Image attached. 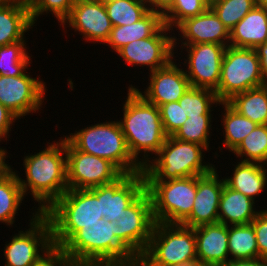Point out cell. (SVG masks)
Returning <instances> with one entry per match:
<instances>
[{"mask_svg":"<svg viewBox=\"0 0 267 266\" xmlns=\"http://www.w3.org/2000/svg\"><path fill=\"white\" fill-rule=\"evenodd\" d=\"M55 142L24 157L25 180L17 174L24 196L30 193L39 202V213H45L68 190L66 138Z\"/></svg>","mask_w":267,"mask_h":266,"instance_id":"obj_1","label":"cell"},{"mask_svg":"<svg viewBox=\"0 0 267 266\" xmlns=\"http://www.w3.org/2000/svg\"><path fill=\"white\" fill-rule=\"evenodd\" d=\"M127 92L123 119L119 123L132 157L145 167L150 161V152L156 155L167 135L163 130L159 107L148 102L132 85ZM140 153L144 157L139 159Z\"/></svg>","mask_w":267,"mask_h":266,"instance_id":"obj_2","label":"cell"},{"mask_svg":"<svg viewBox=\"0 0 267 266\" xmlns=\"http://www.w3.org/2000/svg\"><path fill=\"white\" fill-rule=\"evenodd\" d=\"M53 246L62 248L84 225L103 218L100 201L89 189H68L45 213Z\"/></svg>","mask_w":267,"mask_h":266,"instance_id":"obj_3","label":"cell"},{"mask_svg":"<svg viewBox=\"0 0 267 266\" xmlns=\"http://www.w3.org/2000/svg\"><path fill=\"white\" fill-rule=\"evenodd\" d=\"M65 138L79 151L113 163L123 174H137L143 167L132 157L119 121L89 125Z\"/></svg>","mask_w":267,"mask_h":266,"instance_id":"obj_4","label":"cell"},{"mask_svg":"<svg viewBox=\"0 0 267 266\" xmlns=\"http://www.w3.org/2000/svg\"><path fill=\"white\" fill-rule=\"evenodd\" d=\"M208 149L188 141L167 136L163 146L150 160L143 172L146 181H167L182 177L201 176L211 172L215 166L204 163V151Z\"/></svg>","mask_w":267,"mask_h":266,"instance_id":"obj_5","label":"cell"},{"mask_svg":"<svg viewBox=\"0 0 267 266\" xmlns=\"http://www.w3.org/2000/svg\"><path fill=\"white\" fill-rule=\"evenodd\" d=\"M140 259L147 266L197 265L194 228L155 222L149 244Z\"/></svg>","mask_w":267,"mask_h":266,"instance_id":"obj_6","label":"cell"},{"mask_svg":"<svg viewBox=\"0 0 267 266\" xmlns=\"http://www.w3.org/2000/svg\"><path fill=\"white\" fill-rule=\"evenodd\" d=\"M116 222L101 218L84 225L62 249L74 264L90 261H121L135 257L118 239Z\"/></svg>","mask_w":267,"mask_h":266,"instance_id":"obj_7","label":"cell"},{"mask_svg":"<svg viewBox=\"0 0 267 266\" xmlns=\"http://www.w3.org/2000/svg\"><path fill=\"white\" fill-rule=\"evenodd\" d=\"M267 84L262 75L260 59L254 48L227 46L223 55L220 82L215 91L220 102L249 89Z\"/></svg>","mask_w":267,"mask_h":266,"instance_id":"obj_8","label":"cell"},{"mask_svg":"<svg viewBox=\"0 0 267 266\" xmlns=\"http://www.w3.org/2000/svg\"><path fill=\"white\" fill-rule=\"evenodd\" d=\"M155 222L181 224L191 213L196 196V176L167 181H146Z\"/></svg>","mask_w":267,"mask_h":266,"instance_id":"obj_9","label":"cell"},{"mask_svg":"<svg viewBox=\"0 0 267 266\" xmlns=\"http://www.w3.org/2000/svg\"><path fill=\"white\" fill-rule=\"evenodd\" d=\"M32 215L30 228L18 231L5 245L4 266H32L53 247L50 220L38 211Z\"/></svg>","mask_w":267,"mask_h":266,"instance_id":"obj_10","label":"cell"},{"mask_svg":"<svg viewBox=\"0 0 267 266\" xmlns=\"http://www.w3.org/2000/svg\"><path fill=\"white\" fill-rule=\"evenodd\" d=\"M115 222L117 239L140 258L149 244L155 224L149 192L145 190Z\"/></svg>","mask_w":267,"mask_h":266,"instance_id":"obj_11","label":"cell"},{"mask_svg":"<svg viewBox=\"0 0 267 266\" xmlns=\"http://www.w3.org/2000/svg\"><path fill=\"white\" fill-rule=\"evenodd\" d=\"M68 189H90L110 184L123 173L110 161L77 150L66 139Z\"/></svg>","mask_w":267,"mask_h":266,"instance_id":"obj_12","label":"cell"},{"mask_svg":"<svg viewBox=\"0 0 267 266\" xmlns=\"http://www.w3.org/2000/svg\"><path fill=\"white\" fill-rule=\"evenodd\" d=\"M170 30L164 24L151 37L130 42L120 48L117 54L126 64L134 67L148 66L150 72L163 68L174 59L176 41H181V37L179 40L176 36L170 35Z\"/></svg>","mask_w":267,"mask_h":266,"instance_id":"obj_13","label":"cell"},{"mask_svg":"<svg viewBox=\"0 0 267 266\" xmlns=\"http://www.w3.org/2000/svg\"><path fill=\"white\" fill-rule=\"evenodd\" d=\"M45 91V82L29 74L24 73L15 77L0 76V103L18 120L41 109Z\"/></svg>","mask_w":267,"mask_h":266,"instance_id":"obj_14","label":"cell"},{"mask_svg":"<svg viewBox=\"0 0 267 266\" xmlns=\"http://www.w3.org/2000/svg\"><path fill=\"white\" fill-rule=\"evenodd\" d=\"M227 46L214 43L186 45L188 70L185 69L191 87L218 89L223 55Z\"/></svg>","mask_w":267,"mask_h":266,"instance_id":"obj_15","label":"cell"},{"mask_svg":"<svg viewBox=\"0 0 267 266\" xmlns=\"http://www.w3.org/2000/svg\"><path fill=\"white\" fill-rule=\"evenodd\" d=\"M100 201L101 213L107 221L115 222L145 190L144 172L123 174L116 181L89 189Z\"/></svg>","mask_w":267,"mask_h":266,"instance_id":"obj_16","label":"cell"},{"mask_svg":"<svg viewBox=\"0 0 267 266\" xmlns=\"http://www.w3.org/2000/svg\"><path fill=\"white\" fill-rule=\"evenodd\" d=\"M69 24L75 32L81 33L87 42L105 44L113 28L103 1H75L70 15L62 22Z\"/></svg>","mask_w":267,"mask_h":266,"instance_id":"obj_17","label":"cell"},{"mask_svg":"<svg viewBox=\"0 0 267 266\" xmlns=\"http://www.w3.org/2000/svg\"><path fill=\"white\" fill-rule=\"evenodd\" d=\"M225 182L219 180L214 168L211 172L196 176V196L190 215L181 223L196 228L202 225L218 223L220 196Z\"/></svg>","mask_w":267,"mask_h":266,"instance_id":"obj_18","label":"cell"},{"mask_svg":"<svg viewBox=\"0 0 267 266\" xmlns=\"http://www.w3.org/2000/svg\"><path fill=\"white\" fill-rule=\"evenodd\" d=\"M149 74L150 79L148 81L150 83H148L144 92L139 91L135 86L133 87L148 102L157 107L178 101L191 87L185 70L180 69L173 60L165 67Z\"/></svg>","mask_w":267,"mask_h":266,"instance_id":"obj_19","label":"cell"},{"mask_svg":"<svg viewBox=\"0 0 267 266\" xmlns=\"http://www.w3.org/2000/svg\"><path fill=\"white\" fill-rule=\"evenodd\" d=\"M176 28L183 38L181 41L182 50L183 47L185 49L186 45L200 43L229 46L230 31L210 7L198 16L185 19Z\"/></svg>","mask_w":267,"mask_h":266,"instance_id":"obj_20","label":"cell"},{"mask_svg":"<svg viewBox=\"0 0 267 266\" xmlns=\"http://www.w3.org/2000/svg\"><path fill=\"white\" fill-rule=\"evenodd\" d=\"M194 234L199 265L222 266L230 261L227 225H202L194 228Z\"/></svg>","mask_w":267,"mask_h":266,"instance_id":"obj_21","label":"cell"},{"mask_svg":"<svg viewBox=\"0 0 267 266\" xmlns=\"http://www.w3.org/2000/svg\"><path fill=\"white\" fill-rule=\"evenodd\" d=\"M33 26L28 0H0V46L26 41Z\"/></svg>","mask_w":267,"mask_h":266,"instance_id":"obj_22","label":"cell"},{"mask_svg":"<svg viewBox=\"0 0 267 266\" xmlns=\"http://www.w3.org/2000/svg\"><path fill=\"white\" fill-rule=\"evenodd\" d=\"M267 40V8L254 7L231 30L229 45L256 48Z\"/></svg>","mask_w":267,"mask_h":266,"instance_id":"obj_23","label":"cell"},{"mask_svg":"<svg viewBox=\"0 0 267 266\" xmlns=\"http://www.w3.org/2000/svg\"><path fill=\"white\" fill-rule=\"evenodd\" d=\"M254 206L255 201L224 184L220 196L218 223L227 226L250 224L260 212L255 211Z\"/></svg>","mask_w":267,"mask_h":266,"instance_id":"obj_24","label":"cell"},{"mask_svg":"<svg viewBox=\"0 0 267 266\" xmlns=\"http://www.w3.org/2000/svg\"><path fill=\"white\" fill-rule=\"evenodd\" d=\"M164 25L163 16L157 12L149 11L138 22L131 25L114 26L110 31L107 46L117 52L130 42L149 38Z\"/></svg>","mask_w":267,"mask_h":266,"instance_id":"obj_25","label":"cell"},{"mask_svg":"<svg viewBox=\"0 0 267 266\" xmlns=\"http://www.w3.org/2000/svg\"><path fill=\"white\" fill-rule=\"evenodd\" d=\"M233 175V176H232ZM231 177L223 178L225 184L255 201L256 195L264 192L267 184L266 165L238 162Z\"/></svg>","mask_w":267,"mask_h":266,"instance_id":"obj_26","label":"cell"},{"mask_svg":"<svg viewBox=\"0 0 267 266\" xmlns=\"http://www.w3.org/2000/svg\"><path fill=\"white\" fill-rule=\"evenodd\" d=\"M227 103L258 125H267V84L236 94Z\"/></svg>","mask_w":267,"mask_h":266,"instance_id":"obj_27","label":"cell"},{"mask_svg":"<svg viewBox=\"0 0 267 266\" xmlns=\"http://www.w3.org/2000/svg\"><path fill=\"white\" fill-rule=\"evenodd\" d=\"M26 196L22 191L17 178V171L12 170L0 178V222L9 227L14 224V219L19 206Z\"/></svg>","mask_w":267,"mask_h":266,"instance_id":"obj_28","label":"cell"},{"mask_svg":"<svg viewBox=\"0 0 267 266\" xmlns=\"http://www.w3.org/2000/svg\"><path fill=\"white\" fill-rule=\"evenodd\" d=\"M220 105L225 108L221 119L225 132L223 146L233 152L258 124L238 113L227 102H220Z\"/></svg>","mask_w":267,"mask_h":266,"instance_id":"obj_29","label":"cell"},{"mask_svg":"<svg viewBox=\"0 0 267 266\" xmlns=\"http://www.w3.org/2000/svg\"><path fill=\"white\" fill-rule=\"evenodd\" d=\"M228 248L231 261L259 258L253 225L228 226Z\"/></svg>","mask_w":267,"mask_h":266,"instance_id":"obj_30","label":"cell"},{"mask_svg":"<svg viewBox=\"0 0 267 266\" xmlns=\"http://www.w3.org/2000/svg\"><path fill=\"white\" fill-rule=\"evenodd\" d=\"M103 2L113 27L131 25L149 12L144 0H105Z\"/></svg>","mask_w":267,"mask_h":266,"instance_id":"obj_31","label":"cell"},{"mask_svg":"<svg viewBox=\"0 0 267 266\" xmlns=\"http://www.w3.org/2000/svg\"><path fill=\"white\" fill-rule=\"evenodd\" d=\"M241 162L267 165V125H258L233 151Z\"/></svg>","mask_w":267,"mask_h":266,"instance_id":"obj_32","label":"cell"},{"mask_svg":"<svg viewBox=\"0 0 267 266\" xmlns=\"http://www.w3.org/2000/svg\"><path fill=\"white\" fill-rule=\"evenodd\" d=\"M26 41L0 46V76H20L31 64Z\"/></svg>","mask_w":267,"mask_h":266,"instance_id":"obj_33","label":"cell"},{"mask_svg":"<svg viewBox=\"0 0 267 266\" xmlns=\"http://www.w3.org/2000/svg\"><path fill=\"white\" fill-rule=\"evenodd\" d=\"M187 116L212 115L213 104H220L213 90L190 87L178 100Z\"/></svg>","mask_w":267,"mask_h":266,"instance_id":"obj_34","label":"cell"},{"mask_svg":"<svg viewBox=\"0 0 267 266\" xmlns=\"http://www.w3.org/2000/svg\"><path fill=\"white\" fill-rule=\"evenodd\" d=\"M212 115L188 116L184 125L177 129L172 137L209 148Z\"/></svg>","mask_w":267,"mask_h":266,"instance_id":"obj_35","label":"cell"},{"mask_svg":"<svg viewBox=\"0 0 267 266\" xmlns=\"http://www.w3.org/2000/svg\"><path fill=\"white\" fill-rule=\"evenodd\" d=\"M254 7V0H220L210 8L230 31Z\"/></svg>","mask_w":267,"mask_h":266,"instance_id":"obj_36","label":"cell"},{"mask_svg":"<svg viewBox=\"0 0 267 266\" xmlns=\"http://www.w3.org/2000/svg\"><path fill=\"white\" fill-rule=\"evenodd\" d=\"M208 8L203 0H174L173 6L163 15L164 24L172 31L185 19L198 16Z\"/></svg>","mask_w":267,"mask_h":266,"instance_id":"obj_37","label":"cell"},{"mask_svg":"<svg viewBox=\"0 0 267 266\" xmlns=\"http://www.w3.org/2000/svg\"><path fill=\"white\" fill-rule=\"evenodd\" d=\"M74 3L75 0H28L31 21L34 25L40 15L52 12L61 25L70 15Z\"/></svg>","mask_w":267,"mask_h":266,"instance_id":"obj_38","label":"cell"},{"mask_svg":"<svg viewBox=\"0 0 267 266\" xmlns=\"http://www.w3.org/2000/svg\"><path fill=\"white\" fill-rule=\"evenodd\" d=\"M159 110L163 130L167 136H172L188 118L183 106H180L178 101L163 104Z\"/></svg>","mask_w":267,"mask_h":266,"instance_id":"obj_39","label":"cell"},{"mask_svg":"<svg viewBox=\"0 0 267 266\" xmlns=\"http://www.w3.org/2000/svg\"><path fill=\"white\" fill-rule=\"evenodd\" d=\"M251 224L256 234L259 258L267 260V210H260Z\"/></svg>","mask_w":267,"mask_h":266,"instance_id":"obj_40","label":"cell"},{"mask_svg":"<svg viewBox=\"0 0 267 266\" xmlns=\"http://www.w3.org/2000/svg\"><path fill=\"white\" fill-rule=\"evenodd\" d=\"M32 266H75V264L62 248L53 246Z\"/></svg>","mask_w":267,"mask_h":266,"instance_id":"obj_41","label":"cell"},{"mask_svg":"<svg viewBox=\"0 0 267 266\" xmlns=\"http://www.w3.org/2000/svg\"><path fill=\"white\" fill-rule=\"evenodd\" d=\"M18 118L9 111L5 106L0 103V139L5 138L7 141V136H9V131H11V125Z\"/></svg>","mask_w":267,"mask_h":266,"instance_id":"obj_42","label":"cell"},{"mask_svg":"<svg viewBox=\"0 0 267 266\" xmlns=\"http://www.w3.org/2000/svg\"><path fill=\"white\" fill-rule=\"evenodd\" d=\"M149 11L157 12L162 16L173 6L174 0H144ZM150 6V7H149Z\"/></svg>","mask_w":267,"mask_h":266,"instance_id":"obj_43","label":"cell"},{"mask_svg":"<svg viewBox=\"0 0 267 266\" xmlns=\"http://www.w3.org/2000/svg\"><path fill=\"white\" fill-rule=\"evenodd\" d=\"M75 266H132V258L121 261H90Z\"/></svg>","mask_w":267,"mask_h":266,"instance_id":"obj_44","label":"cell"},{"mask_svg":"<svg viewBox=\"0 0 267 266\" xmlns=\"http://www.w3.org/2000/svg\"><path fill=\"white\" fill-rule=\"evenodd\" d=\"M258 58L260 59L261 72L267 81V40L264 44L258 45L255 48Z\"/></svg>","mask_w":267,"mask_h":266,"instance_id":"obj_45","label":"cell"},{"mask_svg":"<svg viewBox=\"0 0 267 266\" xmlns=\"http://www.w3.org/2000/svg\"><path fill=\"white\" fill-rule=\"evenodd\" d=\"M222 266H267V260L261 258L229 261Z\"/></svg>","mask_w":267,"mask_h":266,"instance_id":"obj_46","label":"cell"},{"mask_svg":"<svg viewBox=\"0 0 267 266\" xmlns=\"http://www.w3.org/2000/svg\"><path fill=\"white\" fill-rule=\"evenodd\" d=\"M3 139H0V141ZM7 150L0 148V178L10 173L13 169L6 164Z\"/></svg>","mask_w":267,"mask_h":266,"instance_id":"obj_47","label":"cell"},{"mask_svg":"<svg viewBox=\"0 0 267 266\" xmlns=\"http://www.w3.org/2000/svg\"><path fill=\"white\" fill-rule=\"evenodd\" d=\"M132 266H147L139 257H132Z\"/></svg>","mask_w":267,"mask_h":266,"instance_id":"obj_48","label":"cell"},{"mask_svg":"<svg viewBox=\"0 0 267 266\" xmlns=\"http://www.w3.org/2000/svg\"><path fill=\"white\" fill-rule=\"evenodd\" d=\"M256 7L267 8V0H254Z\"/></svg>","mask_w":267,"mask_h":266,"instance_id":"obj_49","label":"cell"},{"mask_svg":"<svg viewBox=\"0 0 267 266\" xmlns=\"http://www.w3.org/2000/svg\"><path fill=\"white\" fill-rule=\"evenodd\" d=\"M203 1L208 5V7H211L213 4H215L220 0H203Z\"/></svg>","mask_w":267,"mask_h":266,"instance_id":"obj_50","label":"cell"},{"mask_svg":"<svg viewBox=\"0 0 267 266\" xmlns=\"http://www.w3.org/2000/svg\"><path fill=\"white\" fill-rule=\"evenodd\" d=\"M75 1H89V0H75ZM95 1H105V0H95Z\"/></svg>","mask_w":267,"mask_h":266,"instance_id":"obj_51","label":"cell"},{"mask_svg":"<svg viewBox=\"0 0 267 266\" xmlns=\"http://www.w3.org/2000/svg\"><path fill=\"white\" fill-rule=\"evenodd\" d=\"M194 266H213V265H199V264H197V265H194Z\"/></svg>","mask_w":267,"mask_h":266,"instance_id":"obj_52","label":"cell"}]
</instances>
